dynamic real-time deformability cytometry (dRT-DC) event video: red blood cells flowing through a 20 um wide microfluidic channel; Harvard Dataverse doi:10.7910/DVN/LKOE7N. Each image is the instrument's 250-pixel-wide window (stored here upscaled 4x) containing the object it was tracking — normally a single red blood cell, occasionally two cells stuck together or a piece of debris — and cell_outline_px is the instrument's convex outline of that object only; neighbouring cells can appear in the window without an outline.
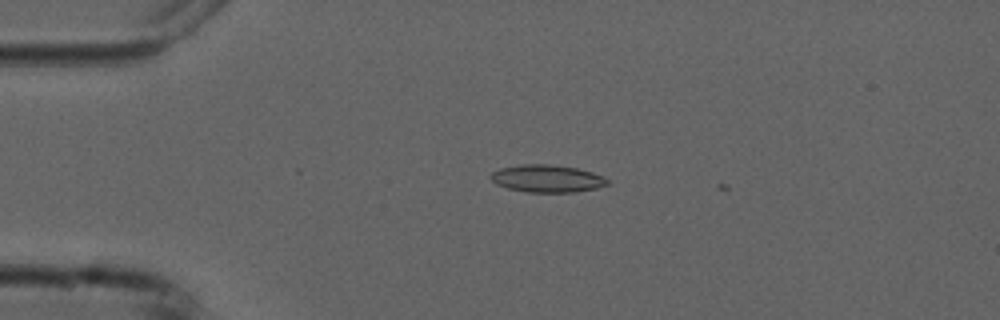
{"species": "common noctule bat (a hibernating species)", "species_latin": "Nyctalus noctula", "temperature_condition": "cold", "stored_images_in_passage": 4, "camera_frame_rate_fps": 3000, "um_per_image_px": 0.085, "animal": {"sex": "male", "forearm_length_mm": 52.5}, "frame": {"image": 1, "passage_image": 3, "time_ms": 3.0, "image_size_px": [1000, 320], "cell_outline_px": [[608, 184], [596, 188], [576, 192], [528, 192], [508, 188], [496, 184], [488, 176], [492, 172], [500, 168], [520, 164], [552, 164], [576, 168], [592, 172], [604, 176], [608, 180]], "centroid_in_image_um": [46.49, 15.17], "position_along_channel_um": 38.5, "area_um2": 18.73}}